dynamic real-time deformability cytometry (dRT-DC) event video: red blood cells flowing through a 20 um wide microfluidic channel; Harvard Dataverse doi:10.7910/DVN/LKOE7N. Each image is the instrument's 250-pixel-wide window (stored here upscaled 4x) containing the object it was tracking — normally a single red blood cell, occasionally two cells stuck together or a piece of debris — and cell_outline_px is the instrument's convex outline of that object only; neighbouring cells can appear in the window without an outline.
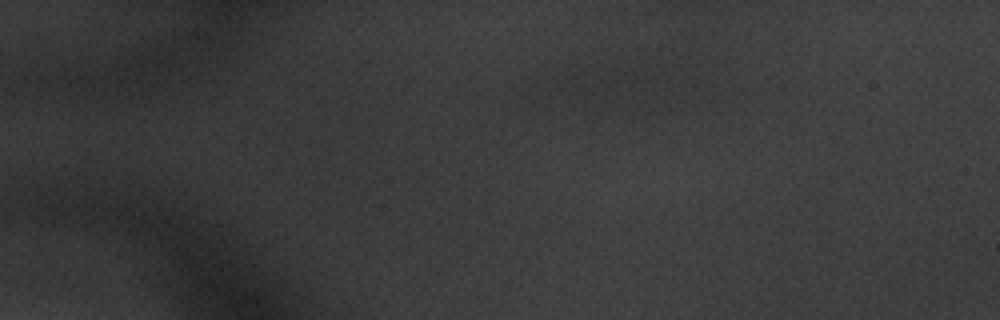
{"species": "common noctule bat (a hibernating species)", "species_latin": "Nyctalus noctula", "temperature_condition": "warm", "stored_images_in_passage": 10, "camera_frame_rate_fps": 3000, "um_per_image_px": 0.085, "animal": {"sex": "male", "body_mass_g": 20.1, "forearm_length_mm": 53.5}, "frame": {"image": 1, "passage_image": 6, "time_ms": 1.667, "image_size_px": [1000, 320], "cell_outline_px": [[676, 56], [672, 68], [668, 76], [656, 92], [580, 92], [568, 88], [560, 80], [580, 60], [664, 44]], "centroid_in_image_um": [52.91, 6.08], "position_along_channel_um": 32.1, "area_um2": 28.32}}